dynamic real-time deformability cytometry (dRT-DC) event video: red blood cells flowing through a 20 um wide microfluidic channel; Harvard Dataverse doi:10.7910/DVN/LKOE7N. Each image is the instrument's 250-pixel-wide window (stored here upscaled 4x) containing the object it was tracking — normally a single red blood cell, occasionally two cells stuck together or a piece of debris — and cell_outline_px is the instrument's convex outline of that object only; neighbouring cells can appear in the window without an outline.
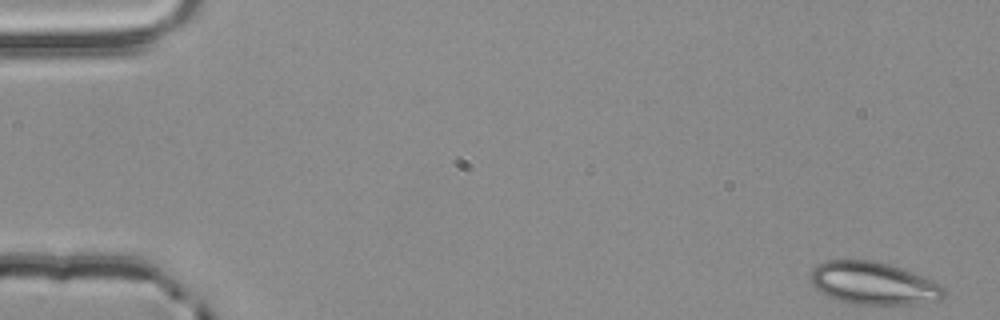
{"species": "common noctule bat (a hibernating species)", "species_latin": "Nyctalus noctula", "temperature_condition": "room temperature", "stored_images_in_passage": 54, "camera_frame_rate_fps": 3000, "um_per_image_px": 0.085, "animal": {"sex": "male", "body_mass_g": 20.4}, "frame": {"image": 1, "passage_image": 1, "time_ms": 0.0, "image_size_px": [1000, 320], "cell_outline_px": [[944, 296], [940, 300], [916, 304], [856, 304], [824, 296], [812, 284], [812, 268], [816, 264], [824, 260], [876, 260], [912, 272], [940, 284], [944, 288]], "centroid_in_image_um": [74.22, 24.07], "position_along_channel_um": 10.8, "area_um2": 33.06}}
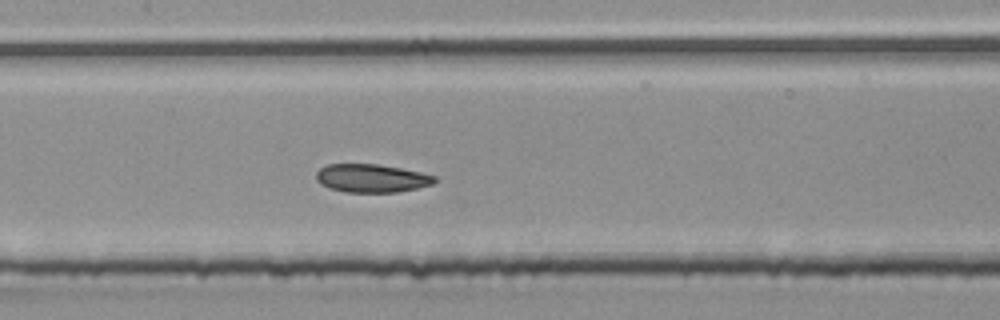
{"frame": {"image": 2, "passage_image": 26, "time_ms": 8.333, "image_size_px": [1000, 320], "cell_outline_px": [[436, 180], [432, 184], [416, 188], [396, 192], [348, 192], [328, 188], [320, 184], [316, 180], [316, 172], [320, 168], [328, 164], [376, 164], [400, 168], [420, 172], [436, 176]], "centroid_in_image_um": [31.55, 15.15], "position_along_channel_um": 175.9, "area_um2": 19.42}}
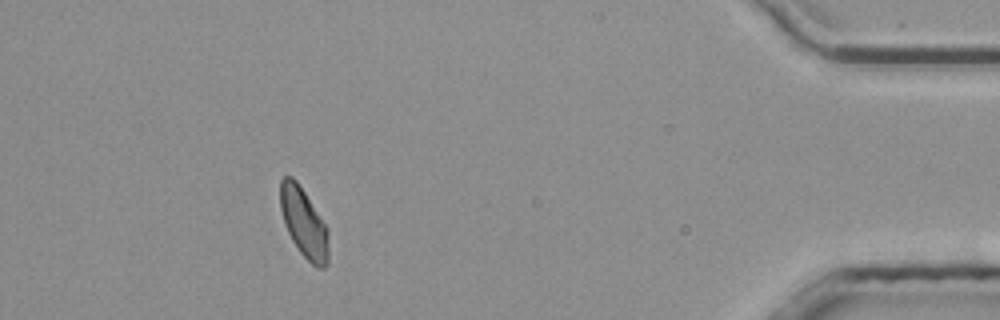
{"frame": {"image": 3, "passage_image": 49, "time_ms": 16.0, "image_size_px": [1000, 320], "cell_outline_px": [[328, 264], [324, 268], [316, 268], [300, 252], [292, 240], [284, 224], [280, 208], [280, 180], [284, 176], [292, 176], [296, 180], [328, 228]], "centroid_in_image_um": [25.82, 18.95], "position_along_channel_um": 409.4, "area_um2": 19.48}, "authors_computed_cell_mechanics": {"area_um2": 19.9988, "velocity_mm_per_s": 3.8197, "shape_relaxation_time_tau1_ms": null, "shape_relaxation_time_tau2_ms": 2.7134, "deformation_change_tau1": null, "deformation_change_tau2": 0.0838}}